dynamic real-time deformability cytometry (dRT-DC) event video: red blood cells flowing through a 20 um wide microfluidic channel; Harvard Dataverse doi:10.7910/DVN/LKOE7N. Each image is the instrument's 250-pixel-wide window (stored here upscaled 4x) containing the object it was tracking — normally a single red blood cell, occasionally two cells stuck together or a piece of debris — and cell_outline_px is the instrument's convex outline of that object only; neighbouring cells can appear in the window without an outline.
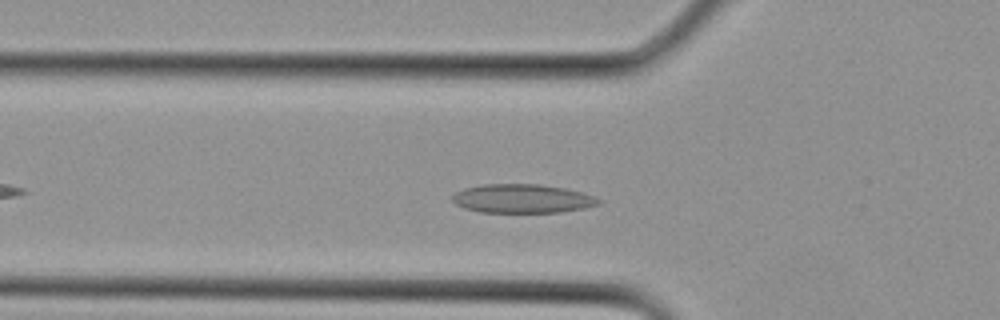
{"species": "Egyptian fruit bat (a non-hibernating species)", "species_latin": "Rousettus aegyptiacus", "temperature_condition": "cold", "stored_images_in_passage": 24, "camera_frame_rate_fps": 3000, "um_per_image_px": 0.085, "animal": {"sex": "female"}, "frame": {"image": 1, "passage_image": 4, "time_ms": 1.0, "image_size_px": [1000, 320], "cell_outline_px": [[600, 204], [584, 208], [560, 212], [480, 212], [464, 208], [456, 204], [452, 200], [452, 196], [456, 192], [464, 188], [484, 184], [540, 184], [564, 188], [580, 192], [592, 196], [600, 200]], "centroid_in_image_um": [44.37, 16.88], "position_along_channel_um": 81.4, "area_um2": 24.39}}
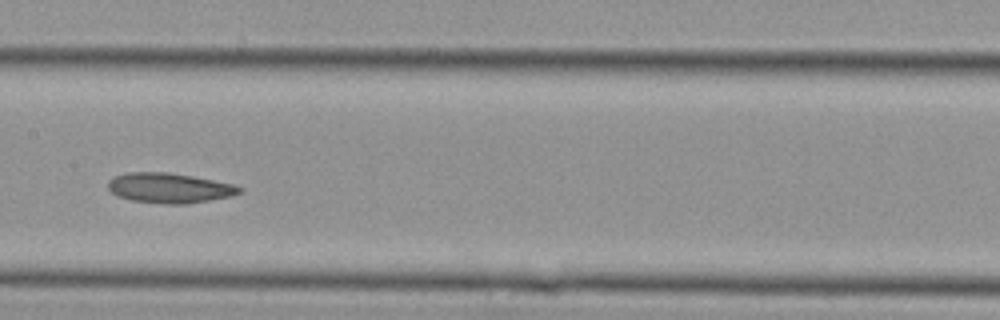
{"frame": {"image": 2, "passage_image": 9, "time_ms": 2.667, "image_size_px": [1000, 320], "cell_outline_px": [[244, 192], [232, 196], [184, 204], [164, 204], [132, 200], [120, 196], [112, 192], [108, 188], [108, 180], [112, 176], [128, 172], [168, 172], [192, 176], [232, 184], [244, 188]], "centroid_in_image_um": [14.4, 15.97], "position_along_channel_um": 193.0, "area_um2": 22.95}}
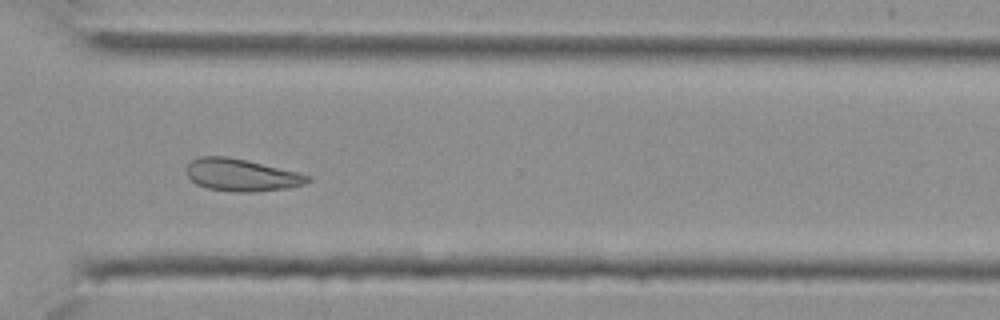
{"frame": {"image": 3, "passage_image": 16, "time_ms": 5.0, "image_size_px": [1000, 320], "cell_outline_px": [[312, 180], [304, 184], [288, 188], [256, 192], [236, 192], [208, 188], [196, 184], [184, 172], [184, 168], [192, 160], [200, 156], [228, 156], [296, 172], [312, 176]], "centroid_in_image_um": [20.5, 14.88], "position_along_channel_um": 350.1, "area_um2": 22.83}}